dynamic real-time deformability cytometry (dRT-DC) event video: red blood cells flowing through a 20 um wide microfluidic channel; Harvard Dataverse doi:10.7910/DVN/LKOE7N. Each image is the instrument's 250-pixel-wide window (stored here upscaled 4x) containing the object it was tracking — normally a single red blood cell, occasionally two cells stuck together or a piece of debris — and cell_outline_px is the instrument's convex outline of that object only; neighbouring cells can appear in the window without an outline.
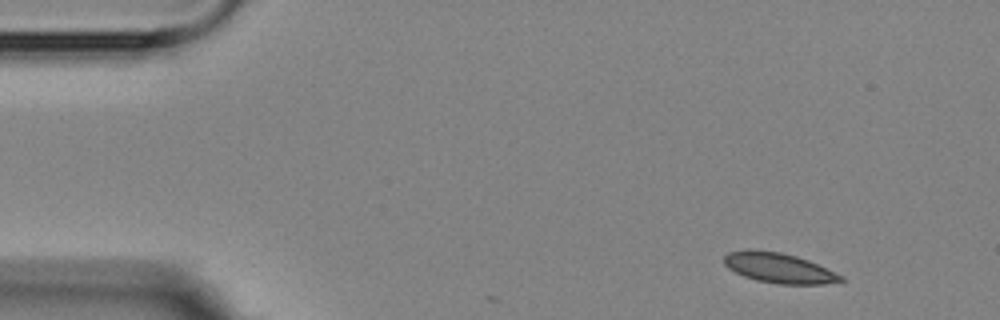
{"species": "Egyptian fruit bat (a non-hibernating species)", "species_latin": "Rousettus aegyptiacus", "temperature_condition": "room temperature", "stored_images_in_passage": 3, "camera_frame_rate_fps": 3000, "um_per_image_px": 0.085, "animal": {"sex": "female"}, "frame": {"image": 1, "passage_image": 1, "time_ms": 0.0, "image_size_px": [1000, 320], "cell_outline_px": [[844, 280], [824, 284], [776, 284], [756, 280], [744, 276], [728, 268], [724, 264], [724, 256], [728, 252], [748, 248], [752, 248], [780, 252], [796, 256], [808, 260], [844, 276]], "centroid_in_image_um": [66.17, 22.76], "position_along_channel_um": 18.8, "area_um2": 20.58}}